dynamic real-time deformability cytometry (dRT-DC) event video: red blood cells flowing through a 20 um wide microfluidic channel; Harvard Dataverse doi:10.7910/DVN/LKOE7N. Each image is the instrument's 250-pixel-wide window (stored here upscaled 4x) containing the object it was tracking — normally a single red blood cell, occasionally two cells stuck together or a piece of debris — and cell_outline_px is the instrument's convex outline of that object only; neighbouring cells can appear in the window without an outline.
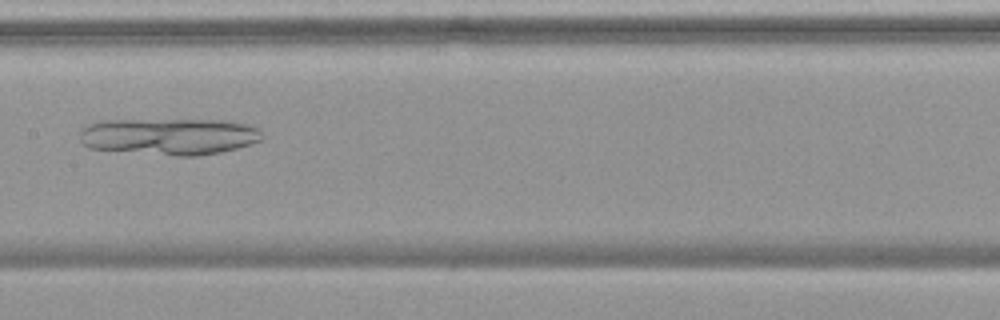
{"species": "common noctule bat (a hibernating species)", "species_latin": "Nyctalus noctula", "temperature_condition": "warm", "stored_images_in_passage": 54, "camera_frame_rate_fps": 3000, "um_per_image_px": 0.085, "animal": {"sex": "female", "body_mass_g": 19.9}, "frame": {"image": 1, "passage_image": 28, "time_ms": 9.0, "image_size_px": [1000, 320], "cell_outline_px": [[264, 140], [252, 144], [220, 152], [196, 156], [176, 156], [88, 148], [80, 140], [80, 128], [84, 124], [100, 120], [224, 120], [248, 124], [260, 128], [264, 136]], "centroid_in_image_um": [14.4, 11.59], "position_along_channel_um": 193.0, "area_um2": 39.59}}
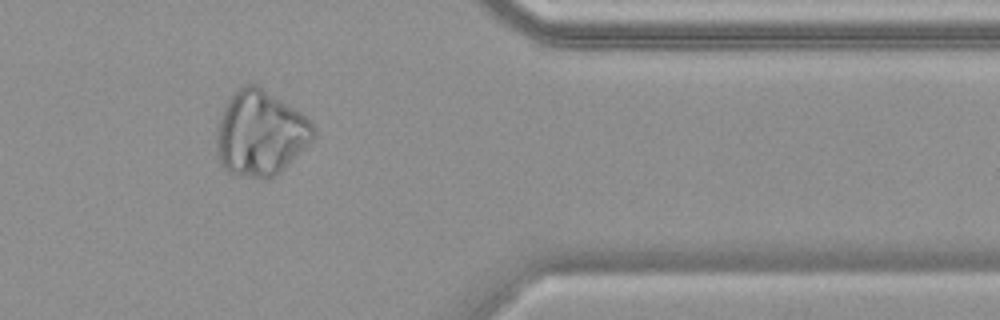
{"frame": {"image": 2, "passage_image": 45, "time_ms": 14.667, "image_size_px": [1000, 320], "cell_outline_px": [[316, 136], [276, 176], [268, 180], [228, 172], [224, 168], [216, 156], [216, 124], [228, 100], [240, 88], [248, 84], [256, 84], [300, 112], [312, 120], [316, 128]], "centroid_in_image_um": [22.13, 11.35], "position_along_channel_um": 389.3, "area_um2": 48.03}}